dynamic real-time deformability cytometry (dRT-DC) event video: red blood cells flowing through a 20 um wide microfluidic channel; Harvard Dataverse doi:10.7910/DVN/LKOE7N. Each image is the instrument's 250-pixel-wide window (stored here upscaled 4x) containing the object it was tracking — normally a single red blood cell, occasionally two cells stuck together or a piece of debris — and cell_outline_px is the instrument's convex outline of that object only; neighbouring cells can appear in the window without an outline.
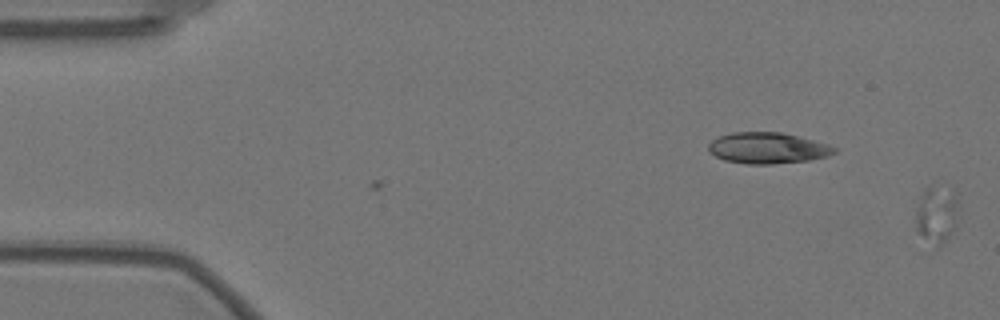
{"species": "Egyptian fruit bat (a non-hibernating species)", "species_latin": "Rousettus aegyptiacus", "temperature_condition": "warm", "stored_images_in_passage": 36, "camera_frame_rate_fps": 3000, "um_per_image_px": 0.085, "animal": {"sex": "female"}, "frame": {"image": 1, "passage_image": 1, "time_ms": 0.0, "image_size_px": [1000, 320], "cell_outline_px": [[956, 228], [944, 244], [940, 248], [936, 248], [916, 228], [916, 208], [920, 196], [928, 188], [956, 196]], "centroid_in_image_um": [79.59, 18.39], "position_along_channel_um": 5.4, "area_um2": 13.35}}
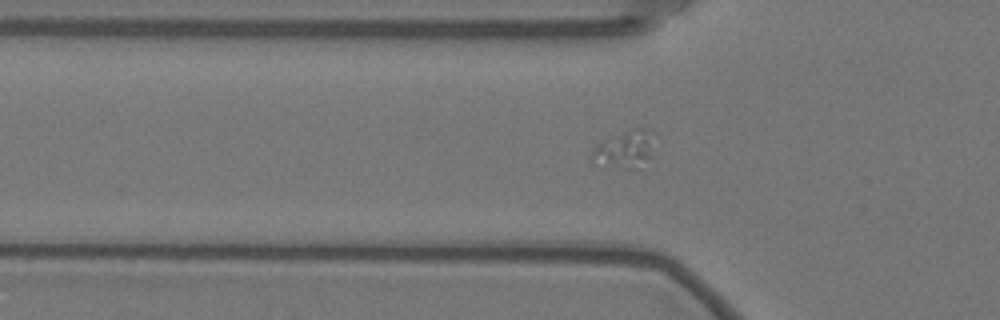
{"frame": {"image": 2, "passage_image": 21, "time_ms": 6.667, "image_size_px": [1000, 320], "cell_outline_px": [[656, 132], [652, 156], [636, 168], [628, 168], [592, 160], [588, 156], [592, 148], [604, 140], [632, 128], [644, 128]], "centroid_in_image_um": [53.19, 12.62], "position_along_channel_um": 72.6, "area_um2": 13.47}}
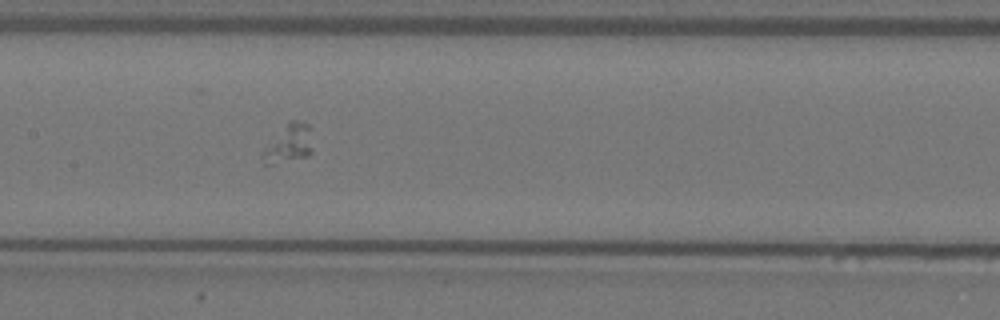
{"frame": {"image": 3, "passage_image": 31, "time_ms": 10.0, "image_size_px": [1000, 320], "cell_outline_px": [[312, 152], [308, 156], [268, 164], [264, 164], [260, 156], [288, 120], [300, 120], [308, 124], [312, 128]], "centroid_in_image_um": [24.62, 12.17], "position_along_channel_um": 182.8, "area_um2": 11.04}}